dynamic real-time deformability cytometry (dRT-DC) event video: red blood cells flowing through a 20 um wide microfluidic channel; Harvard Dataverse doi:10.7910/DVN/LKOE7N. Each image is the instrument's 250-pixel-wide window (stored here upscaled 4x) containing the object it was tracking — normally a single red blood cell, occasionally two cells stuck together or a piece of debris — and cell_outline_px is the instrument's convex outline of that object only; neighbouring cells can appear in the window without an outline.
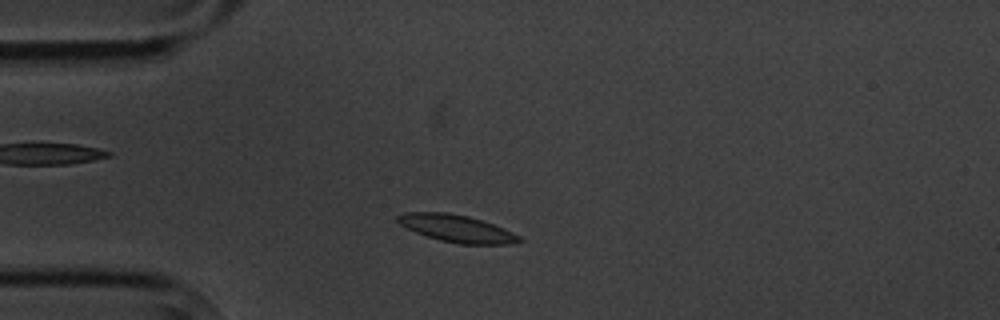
{"species": "common noctule bat (a hibernating species)", "species_latin": "Nyctalus noctula", "temperature_condition": "cold", "stored_images_in_passage": 9, "camera_frame_rate_fps": 3000, "um_per_image_px": 0.085, "animal": {"sex": "male", "body_mass_g": 20.1, "forearm_length_mm": 53.5}, "frame": {"image": 1, "passage_image": 3, "time_ms": 2.333, "image_size_px": [1000, 320], "cell_outline_px": [[524, 240], [512, 244], [460, 244], [440, 240], [416, 232], [400, 224], [396, 220], [396, 216], [404, 212], [444, 212], [468, 216], [504, 228], [520, 236]], "centroid_in_image_um": [38.83, 19.42], "position_along_channel_um": 46.2, "area_um2": 19.13}}
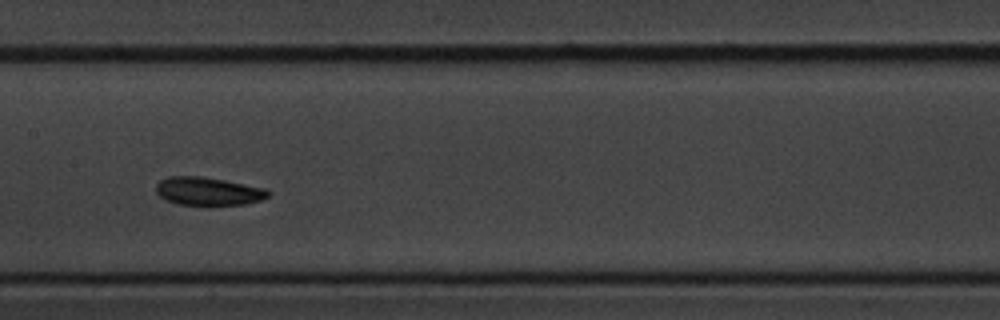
{"frame": {"image": 2, "passage_image": 7, "time_ms": 7.0, "image_size_px": [1000, 320], "cell_outline_px": [[272, 192], [268, 196], [260, 200], [244, 204], [176, 204], [160, 196], [156, 192], [156, 184], [160, 180], [168, 176], [200, 176], [224, 180], [264, 188]], "centroid_in_image_um": [17.67, 16.24], "position_along_channel_um": 189.7, "area_um2": 18.09}}
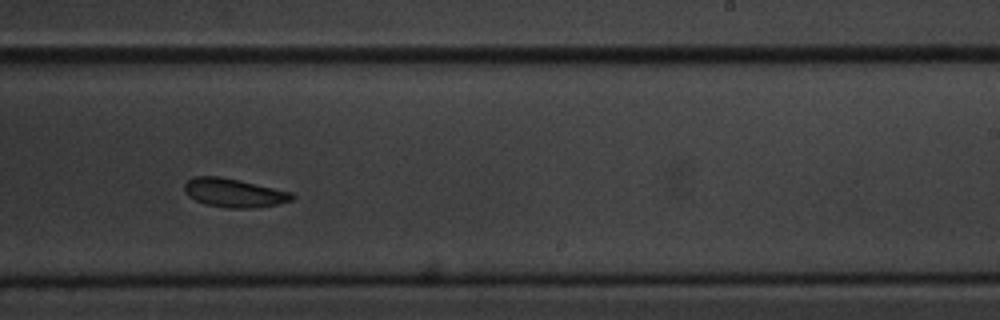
{"frame": {"image": 3, "passage_image": 9, "time_ms": 9.333, "image_size_px": [1000, 320], "cell_outline_px": [[296, 196], [292, 200], [276, 204], [248, 208], [224, 208], [204, 204], [188, 196], [184, 192], [184, 184], [188, 180], [196, 176], [216, 176], [236, 180], [292, 192]], "centroid_in_image_um": [19.85, 16.4], "position_along_channel_um": 269.2, "area_um2": 17.74}}